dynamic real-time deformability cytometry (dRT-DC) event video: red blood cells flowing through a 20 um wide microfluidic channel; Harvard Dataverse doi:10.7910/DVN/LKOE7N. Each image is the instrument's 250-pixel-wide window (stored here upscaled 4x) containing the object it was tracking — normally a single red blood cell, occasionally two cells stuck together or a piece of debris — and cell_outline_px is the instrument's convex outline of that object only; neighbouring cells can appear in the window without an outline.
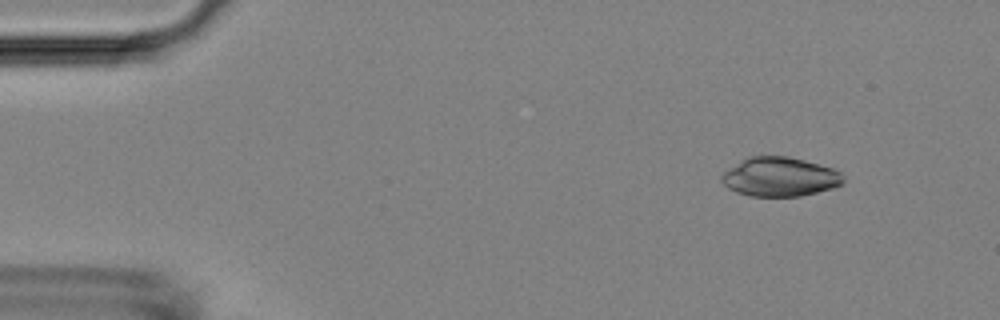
{"species": "Egyptian fruit bat (a non-hibernating species)", "species_latin": "Rousettus aegyptiacus", "temperature_condition": "room temperature", "stored_images_in_passage": 48, "camera_frame_rate_fps": 3000, "um_per_image_px": 0.085, "animal": {"sex": "female"}, "frame": {"image": 1, "passage_image": 1, "time_ms": 0.0, "image_size_px": [1000, 320], "cell_outline_px": [[844, 184], [832, 188], [800, 196], [752, 196], [736, 192], [728, 188], [720, 180], [720, 176], [724, 172], [748, 156], [788, 156], [804, 160], [832, 168], [840, 172], [844, 176]], "centroid_in_image_um": [66.29, 15.03], "position_along_channel_um": 18.7, "area_um2": 27.69}}
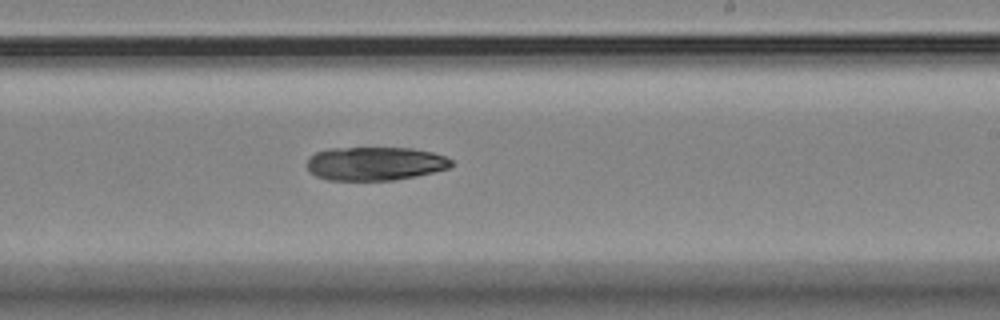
{"frame": {"image": 2, "passage_image": 27, "time_ms": 8.667, "image_size_px": [1000, 320], "cell_outline_px": [[452, 164], [448, 168], [416, 176], [396, 180], [328, 180], [316, 176], [308, 172], [308, 156], [316, 152], [328, 148], [412, 148], [432, 152], [444, 156], [452, 160]], "centroid_in_image_um": [31.84, 13.9], "position_along_channel_um": 257.2, "area_um2": 28.32}}
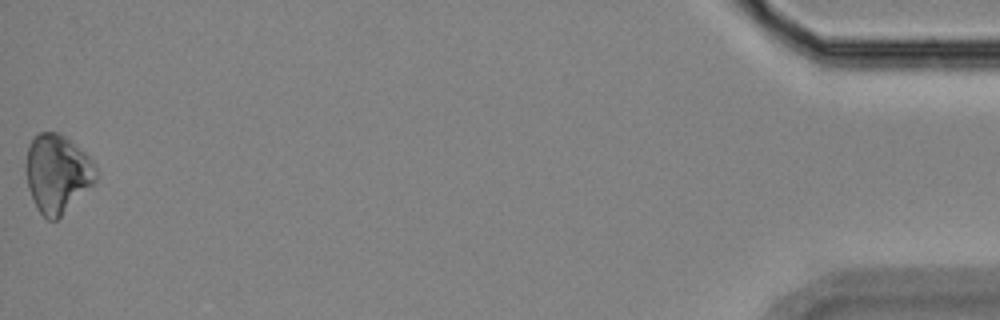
{"frame": {"image": 3, "passage_image": 48, "time_ms": 15.667, "image_size_px": [1000, 320], "cell_outline_px": [[96, 180], [56, 220], [48, 220], [36, 208], [28, 188], [24, 172], [24, 168], [28, 144], [40, 132], [56, 132], [64, 136], [84, 152], [92, 160], [96, 168]], "centroid_in_image_um": [4.82, 14.73], "position_along_channel_um": 430.4, "area_um2": 31.67}, "authors_computed_cell_mechanics": {"area_um2": 29.3913, "velocity_mm_per_s": 3.7904, "shape_relaxation_time_tau1_ms": 5.0277, "shape_relaxation_time_tau2_ms": null, "deformation_change_tau1": 0.1006, "deformation_change_tau2": null}}